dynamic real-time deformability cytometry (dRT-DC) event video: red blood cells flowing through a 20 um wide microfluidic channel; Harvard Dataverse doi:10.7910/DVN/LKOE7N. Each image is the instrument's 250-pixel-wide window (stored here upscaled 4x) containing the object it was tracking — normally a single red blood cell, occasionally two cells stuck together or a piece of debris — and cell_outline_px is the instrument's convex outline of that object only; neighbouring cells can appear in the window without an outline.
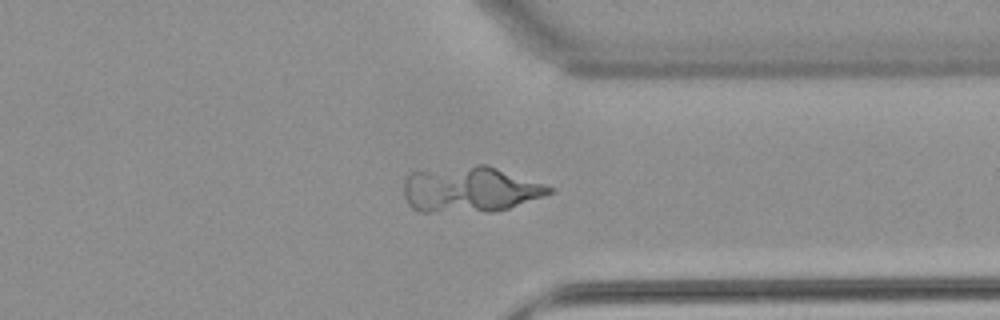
{"species": "common noctule bat (a hibernating species)", "species_latin": "Nyctalus noctula", "temperature_condition": "warm", "stored_images_in_passage": 43, "camera_frame_rate_fps": 3000, "um_per_image_px": 0.085, "animal": {"sex": "female", "body_mass_g": 22.7, "forearm_length_mm": 54.2}, "frame": {"image": 1, "passage_image": 32, "time_ms": 10.333, "image_size_px": [1000, 320], "cell_outline_px": [[556, 188], [552, 192], [544, 196], [508, 208], [492, 212], [420, 212], [412, 208], [408, 204], [404, 196], [404, 180], [412, 172], [476, 164], [484, 164]], "centroid_in_image_um": [39.93, 16.12], "position_along_channel_um": 371.5, "area_um2": 38.78}}
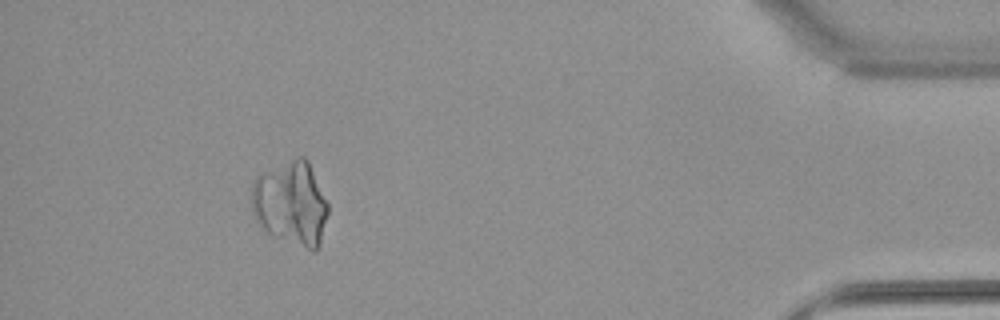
{"frame": {"image": 2, "passage_image": 39, "time_ms": 12.667, "image_size_px": [1000, 320], "cell_outline_px": [[328, 212], [320, 244], [316, 252], [312, 252], [268, 232], [256, 220], [252, 212], [252, 184], [256, 176], [296, 156], [304, 156], [308, 160], [328, 204]], "centroid_in_image_um": [24.74, 17.28], "position_along_channel_um": 410.5, "area_um2": 37.34}}